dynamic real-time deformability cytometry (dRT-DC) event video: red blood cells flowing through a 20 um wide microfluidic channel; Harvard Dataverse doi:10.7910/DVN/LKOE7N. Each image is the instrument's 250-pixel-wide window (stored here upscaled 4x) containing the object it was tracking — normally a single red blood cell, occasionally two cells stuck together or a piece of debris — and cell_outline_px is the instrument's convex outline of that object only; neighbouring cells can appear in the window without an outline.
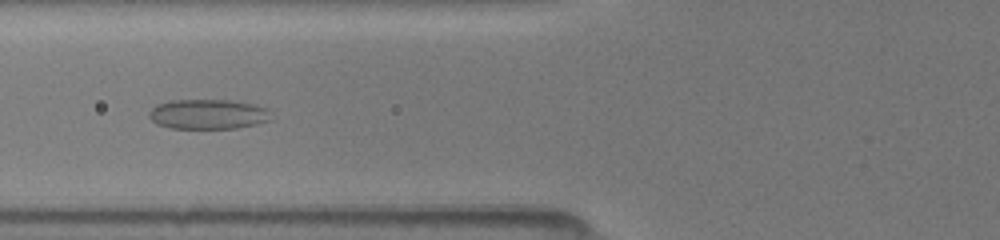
{"species": "common noctule bat (a hibernating species)", "species_latin": "Nyctalus noctula", "temperature_condition": "room temperature", "stored_images_in_passage": 8, "camera_frame_rate_fps": 3000, "um_per_image_px": 0.085, "animal": {"sex": "female", "body_mass_g": 19.5, "forearm_length_mm": 54.1}, "frame": {"image": 1, "passage_image": 5, "time_ms": 4.667, "image_size_px": [1000, 240], "cell_outline_px": [[264, 120], [252, 124], [236, 128], [172, 128], [156, 124], [152, 120], [152, 108], [160, 104], [172, 100], [224, 100], [248, 104], [264, 108]], "centroid_in_image_um": [17.53, 9.71], "position_along_channel_um": 108.3, "area_um2": 19.94}}
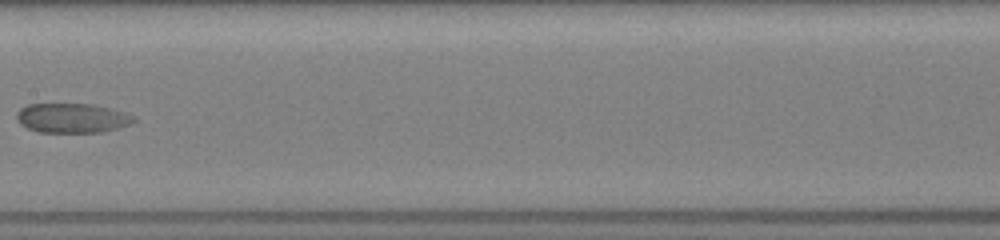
{"frame": {"image": 2, "passage_image": 7, "time_ms": 7.0, "image_size_px": [1000, 240], "cell_outline_px": [[136, 120], [128, 124], [104, 132], [40, 132], [28, 128], [20, 124], [16, 116], [16, 112], [20, 108], [28, 104], [92, 104], [108, 108], [132, 116]], "centroid_in_image_um": [6.06, 10.03], "position_along_channel_um": 201.3, "area_um2": 19.83}}
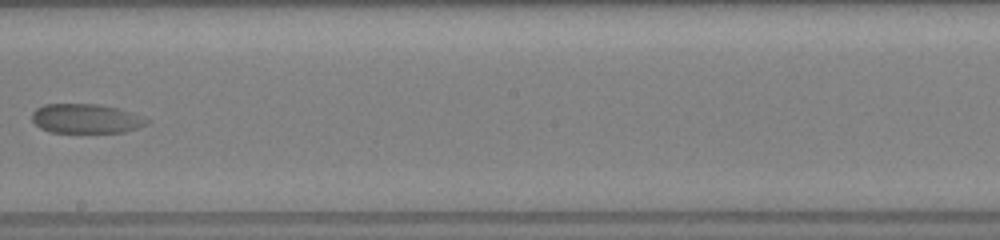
{"frame": {"image": 3, "passage_image": 8, "time_ms": 8.0, "image_size_px": [1000, 240], "cell_outline_px": [[140, 124], [124, 132], [52, 132], [40, 128], [32, 120], [32, 112], [36, 108], [44, 104], [92, 104], [116, 108]], "centroid_in_image_um": [6.94, 10.08], "position_along_channel_um": 241.3, "area_um2": 18.03}}